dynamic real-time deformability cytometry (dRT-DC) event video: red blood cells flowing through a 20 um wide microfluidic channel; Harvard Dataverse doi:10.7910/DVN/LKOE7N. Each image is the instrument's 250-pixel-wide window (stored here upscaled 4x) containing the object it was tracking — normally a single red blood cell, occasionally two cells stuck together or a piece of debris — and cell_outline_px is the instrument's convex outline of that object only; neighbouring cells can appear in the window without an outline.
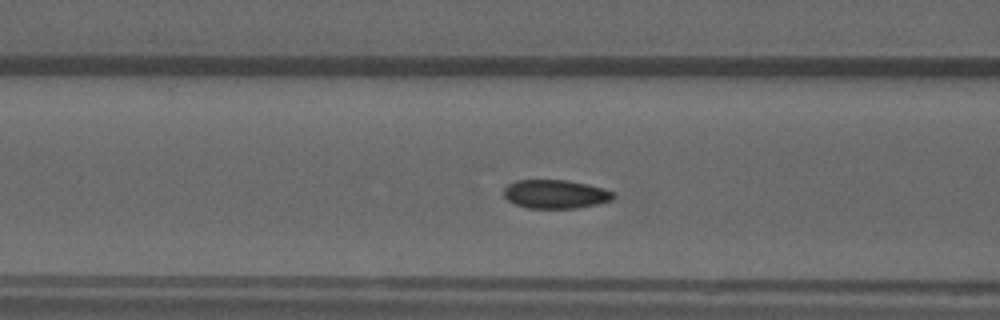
{"species": "common noctule bat (a hibernating species)", "species_latin": "Nyctalus noctula", "temperature_condition": "warm", "stored_images_in_passage": 40, "camera_frame_rate_fps": 3000, "um_per_image_px": 0.085, "animal": {"sex": "male", "forearm_length_mm": 52.5}, "frame": {"image": 1, "passage_image": 7, "time_ms": 2.0, "image_size_px": [1000, 320], "cell_outline_px": [[612, 200], [600, 204], [576, 208], [528, 208], [516, 204], [508, 200], [504, 196], [504, 188], [508, 184], [516, 180], [568, 180], [588, 184], [604, 188], [612, 192]], "centroid_in_image_um": [47.21, 16.5], "position_along_channel_um": 119.4, "area_um2": 18.32}}
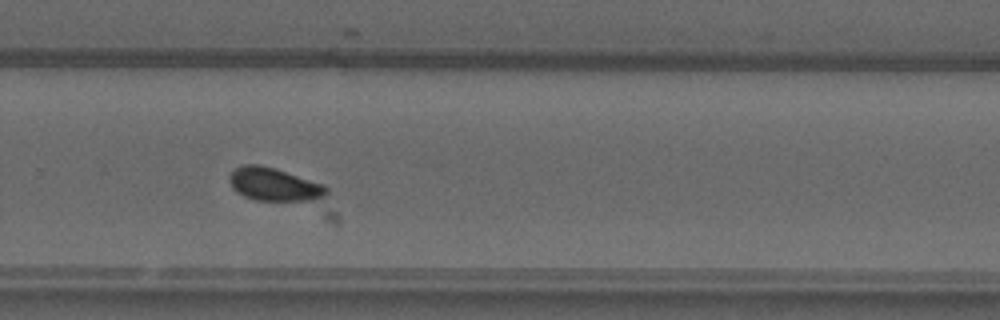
{"frame": {"image": 2, "passage_image": 22, "time_ms": 7.0, "image_size_px": [1000, 320], "cell_outline_px": [[328, 192], [324, 196], [312, 200], [256, 200], [244, 196], [236, 192], [232, 188], [228, 180], [228, 176], [236, 168], [244, 164], [260, 164], [276, 168], [324, 184], [328, 188]], "centroid_in_image_um": [23.27, 15.66], "position_along_channel_um": 306.5, "area_um2": 18.79}}
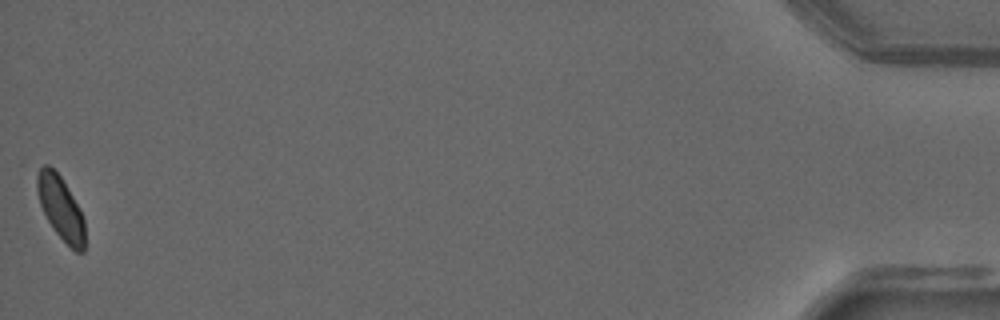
{"frame": {"image": 3, "passage_image": 40, "time_ms": 13.0, "image_size_px": [1000, 320], "cell_outline_px": [[84, 252], [76, 252], [56, 232], [48, 220], [40, 204], [36, 188], [36, 176], [40, 168], [44, 164], [48, 164], [60, 176], [80, 208], [84, 220]], "centroid_in_image_um": [5.15, 17.65], "position_along_channel_um": 430.0, "area_um2": 17.34}, "authors_computed_cell_mechanics": {"area_um2": 18.4671, "velocity_mm_per_s": 3.752, "shape_relaxation_time_tau1_ms": 3.2596, "shape_relaxation_time_tau2_ms": 1.5432, "deformation_change_tau1": 0.0873, "deformation_change_tau2": 0.039}}